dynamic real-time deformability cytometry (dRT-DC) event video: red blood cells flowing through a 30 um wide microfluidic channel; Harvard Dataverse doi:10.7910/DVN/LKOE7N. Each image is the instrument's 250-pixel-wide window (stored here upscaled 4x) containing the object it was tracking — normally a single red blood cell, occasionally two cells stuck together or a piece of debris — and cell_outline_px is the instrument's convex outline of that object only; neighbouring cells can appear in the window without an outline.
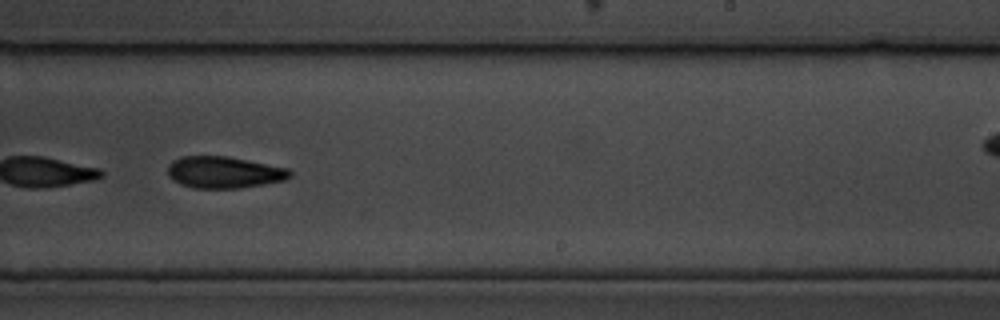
{"species": "common noctule bat (a hibernating species)", "species_latin": "Nyctalus noctula", "temperature_condition": "cold", "stored_images_in_passage": 29, "camera_frame_rate_fps": 3000, "um_per_image_px": 0.085, "animal": {"sex": "male", "body_mass_g": 19.5, "forearm_length_mm": 54.6}, "frame": {"image": 1, "passage_image": 21, "time_ms": 6.667, "image_size_px": [1000, 320], "cell_outline_px": [[292, 176], [284, 180], [264, 184], [240, 188], [192, 188], [180, 184], [172, 180], [168, 176], [168, 164], [172, 160], [180, 156], [228, 156], [288, 168], [292, 172]], "centroid_in_image_um": [19.01, 14.64], "position_along_channel_um": 270.0, "area_um2": 22.77}}
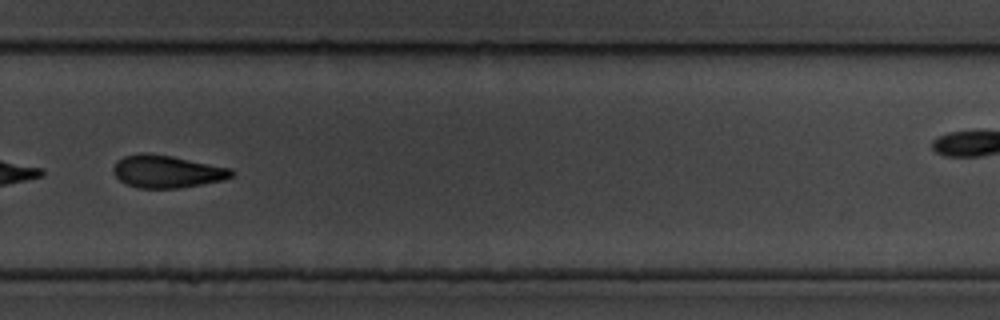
{"frame": {"image": 2, "passage_image": 25, "time_ms": 8.0, "image_size_px": [1000, 320], "cell_outline_px": [[236, 172], [232, 176], [224, 180], [180, 188], [136, 188], [120, 180], [112, 172], [112, 168], [116, 160], [124, 156], [148, 152], [172, 156], [232, 168]], "centroid_in_image_um": [14.19, 14.57], "position_along_channel_um": 315.6, "area_um2": 22.6}}